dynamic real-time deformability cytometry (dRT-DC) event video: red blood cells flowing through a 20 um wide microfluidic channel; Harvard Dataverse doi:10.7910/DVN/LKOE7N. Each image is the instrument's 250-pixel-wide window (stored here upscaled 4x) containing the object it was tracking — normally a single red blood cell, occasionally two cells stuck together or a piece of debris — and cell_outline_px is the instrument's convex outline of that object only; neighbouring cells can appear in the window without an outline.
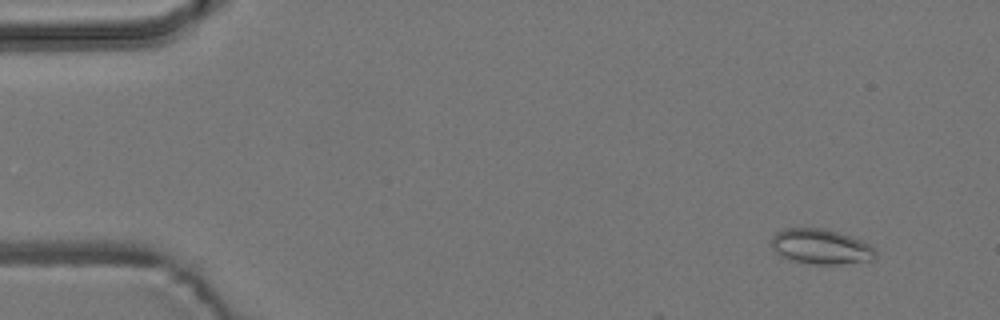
{"species": "common noctule bat (a hibernating species)", "species_latin": "Nyctalus noctula", "temperature_condition": "room temperature", "stored_images_in_passage": 4, "camera_frame_rate_fps": 3000, "um_per_image_px": 0.085, "animal": {"sex": "male", "body_mass_g": 19.2, "forearm_length_mm": 51.8}, "frame": {"image": 1, "passage_image": 2, "time_ms": 1.0, "image_size_px": [1000, 320], "cell_outline_px": [[876, 256], [872, 260], [840, 264], [816, 264], [788, 260], [780, 256], [772, 248], [772, 236], [776, 232], [784, 228], [824, 228], [860, 240], [868, 244], [876, 252]], "centroid_in_image_um": [69.72, 20.97], "position_along_channel_um": 15.3, "area_um2": 21.15}}